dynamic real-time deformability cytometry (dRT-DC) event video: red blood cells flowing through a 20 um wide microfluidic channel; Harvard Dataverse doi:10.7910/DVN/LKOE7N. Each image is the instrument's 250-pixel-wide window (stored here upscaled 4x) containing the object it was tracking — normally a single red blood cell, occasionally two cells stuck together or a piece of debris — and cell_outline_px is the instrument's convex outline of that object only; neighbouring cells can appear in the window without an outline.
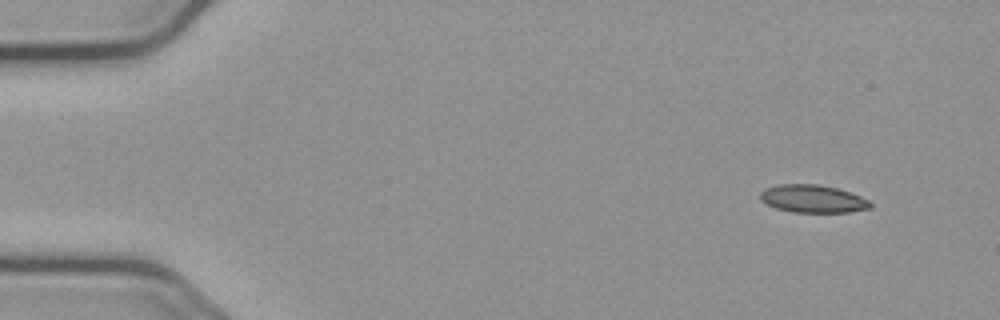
{"species": "common noctule bat (a hibernating species)", "species_latin": "Nyctalus noctula", "temperature_condition": "cold", "stored_images_in_passage": 52, "camera_frame_rate_fps": 3000, "um_per_image_px": 0.085, "animal": {"sex": "male", "body_mass_g": 23.1, "forearm_length_mm": 52.7}, "frame": {"image": 1, "passage_image": 1, "time_ms": 0.0, "image_size_px": [1000, 320], "cell_outline_px": [[872, 208], [848, 212], [792, 212], [776, 208], [760, 200], [760, 192], [764, 188], [776, 184], [820, 184], [836, 188], [860, 196], [868, 200], [872, 204]], "centroid_in_image_um": [69.06, 16.89], "position_along_channel_um": 15.9, "area_um2": 17.86}}
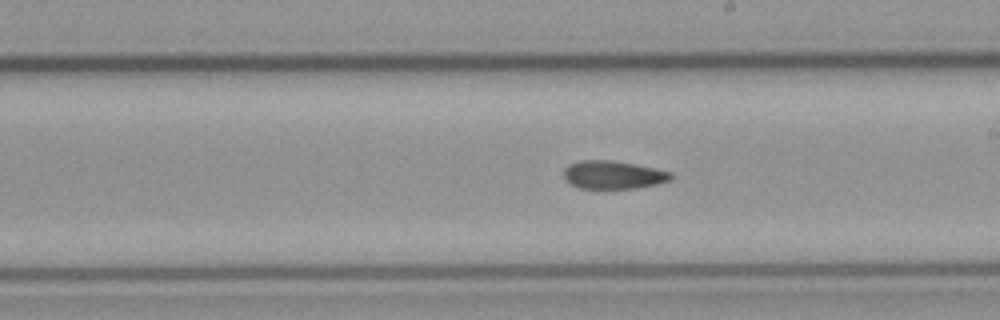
{"frame": {"image": 2, "passage_image": 28, "time_ms": 9.0, "image_size_px": [1000, 320], "cell_outline_px": [[676, 176], [672, 180], [660, 184], [636, 188], [580, 188], [568, 184], [564, 180], [564, 168], [568, 164], [580, 160], [608, 160], [636, 164], [656, 168], [672, 172]], "centroid_in_image_um": [52.16, 14.86], "position_along_channel_um": 236.8, "area_um2": 17.98}}
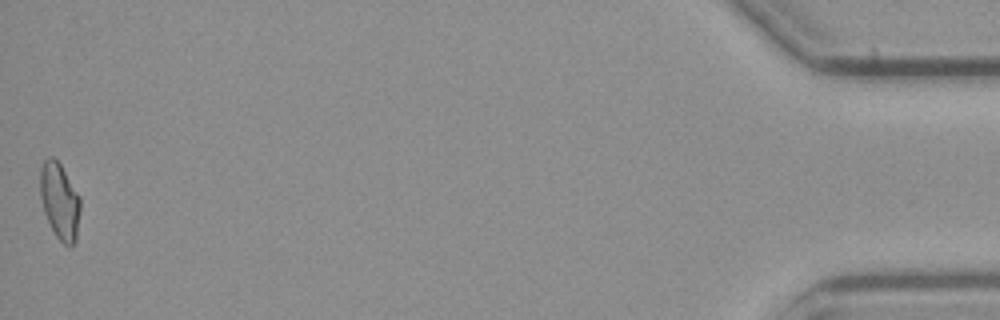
{"frame": {"image": 3, "passage_image": 52, "time_ms": 17.0, "image_size_px": [1000, 320], "cell_outline_px": [[80, 208], [76, 240], [72, 244], [64, 244], [56, 236], [44, 212], [40, 196], [40, 172], [44, 160], [48, 156], [52, 156], [60, 164], [80, 196]], "centroid_in_image_um": [5.07, 17.06], "position_along_channel_um": 430.1, "area_um2": 17.63}, "authors_computed_cell_mechanics": {"area_um2": 18.0336, "velocity_mm_per_s": 3.6723, "shape_relaxation_time_tau1_ms": null, "shape_relaxation_time_tau2_ms": 5.1547, "deformation_change_tau1": null, "deformation_change_tau2": 0.1264}}